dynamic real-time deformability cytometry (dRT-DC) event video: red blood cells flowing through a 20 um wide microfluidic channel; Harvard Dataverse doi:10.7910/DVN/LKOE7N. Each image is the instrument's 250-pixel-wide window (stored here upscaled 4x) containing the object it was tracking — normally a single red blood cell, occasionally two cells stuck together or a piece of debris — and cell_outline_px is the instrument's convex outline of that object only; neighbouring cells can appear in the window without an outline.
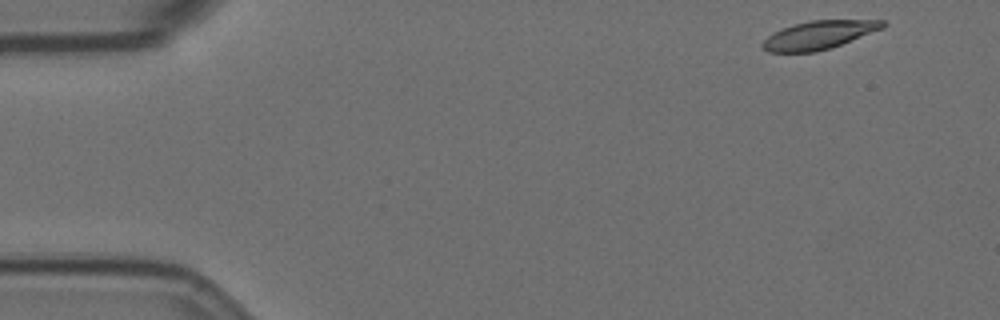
{"species": "Egyptian fruit bat (a non-hibernating species)", "species_latin": "Rousettus aegyptiacus", "temperature_condition": "room temperature", "stored_images_in_passage": 54, "camera_frame_rate_fps": 3000, "um_per_image_px": 0.085, "animal": {"sex": "female"}, "frame": {"image": 1, "passage_image": 1, "time_ms": 0.0, "image_size_px": [1000, 320], "cell_outline_px": [[888, 24], [884, 28], [840, 44], [816, 52], [768, 52], [760, 44], [768, 36], [784, 28], [796, 24], [812, 20], [884, 20]], "centroid_in_image_um": [69.64, 2.97], "position_along_channel_um": 15.4, "area_um2": 19.48}}
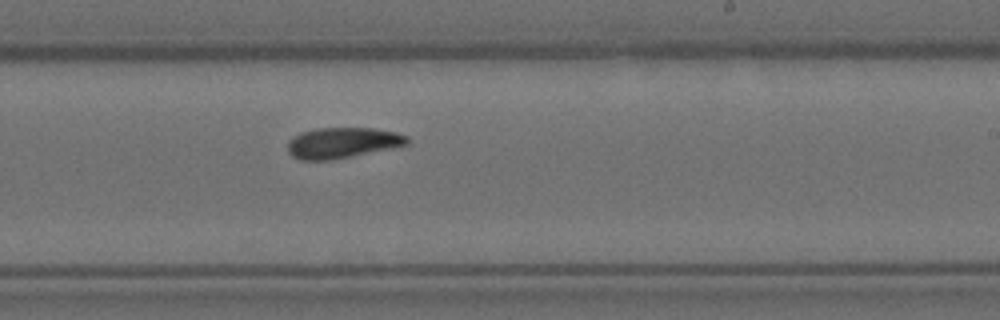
{"frame": {"image": 2, "passage_image": 31, "time_ms": 10.0, "image_size_px": [1000, 320], "cell_outline_px": [[408, 144], [332, 160], [300, 160], [292, 156], [288, 152], [288, 140], [292, 136], [300, 132], [316, 128], [372, 128], [396, 132], [408, 136]], "centroid_in_image_um": [29.05, 12.13], "position_along_channel_um": 260.0, "area_um2": 21.33}}
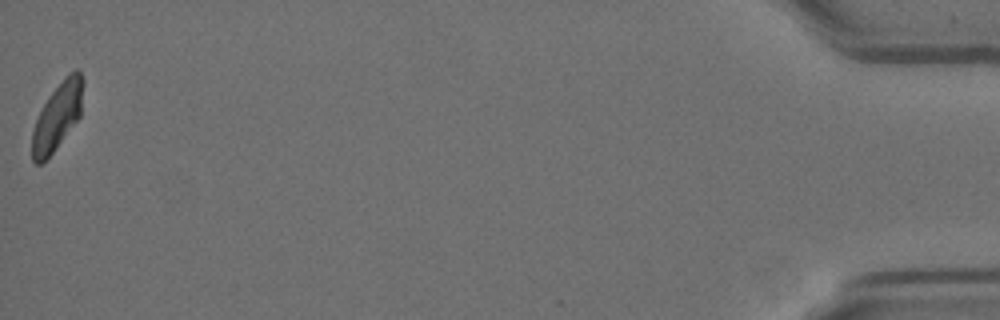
{"frame": {"image": 3, "passage_image": 54, "time_ms": 17.667, "image_size_px": [1000, 320], "cell_outline_px": [[84, 84], [80, 116], [56, 148], [40, 164], [36, 164], [32, 160], [32, 132], [36, 120], [48, 96], [64, 76], [68, 72], [76, 68], [80, 68], [84, 80]], "centroid_in_image_um": [4.91, 9.8], "position_along_channel_um": 430.3, "area_um2": 20.0}, "authors_computed_cell_mechanics": {"area_um2": 21.0392, "velocity_mm_per_s": 3.5192, "shape_relaxation_time_tau1_ms": 4.0455, "shape_relaxation_time_tau2_ms": 4.7474, "deformation_change_tau1": 0.1611, "deformation_change_tau2": 0.1052}}